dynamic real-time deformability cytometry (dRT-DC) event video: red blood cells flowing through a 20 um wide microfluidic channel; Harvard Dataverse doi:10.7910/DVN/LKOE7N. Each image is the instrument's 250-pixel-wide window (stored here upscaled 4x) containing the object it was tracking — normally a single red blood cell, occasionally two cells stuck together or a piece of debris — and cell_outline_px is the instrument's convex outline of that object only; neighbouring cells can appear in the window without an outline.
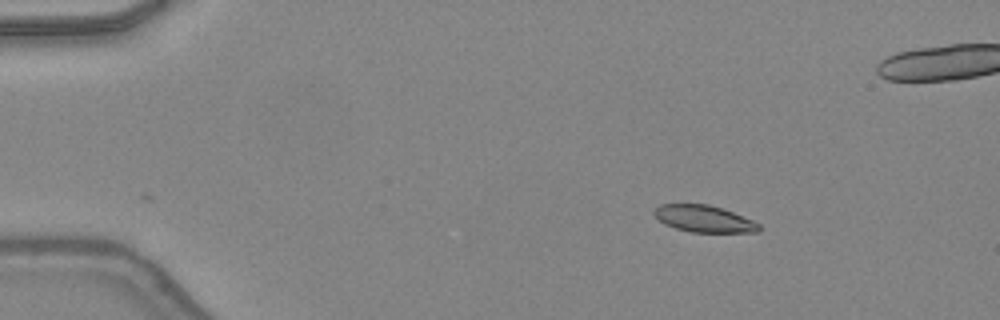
{"species": "common noctule bat (a hibernating species)", "species_latin": "Nyctalus noctula", "temperature_condition": "warm", "stored_images_in_passage": 42, "camera_frame_rate_fps": 3000, "um_per_image_px": 0.085, "animal": {"sex": "female", "body_mass_g": 24.6, "forearm_length_mm": 56.2}, "frame": {"image": 1, "passage_image": 1, "time_ms": 0.0, "image_size_px": [1000, 320], "cell_outline_px": [[760, 232], [692, 232], [676, 228], [664, 224], [652, 212], [660, 204], [708, 204], [732, 212], [752, 220], [760, 224]], "centroid_in_image_um": [59.84, 18.6], "position_along_channel_um": 25.2, "area_um2": 16.18}}
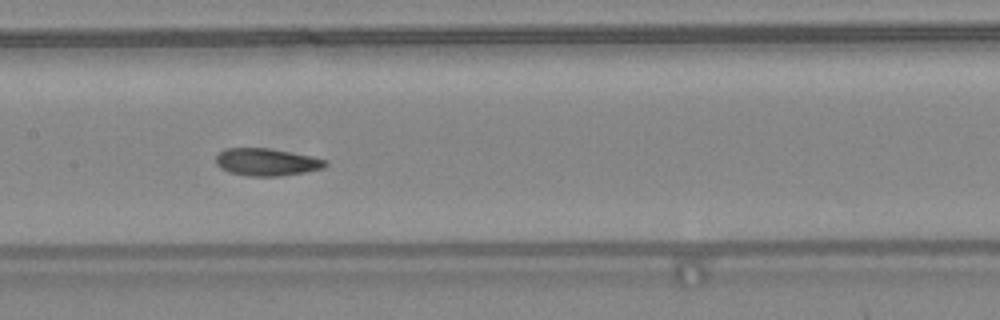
{"frame": {"image": 2, "passage_image": 18, "time_ms": 5.667, "image_size_px": [1000, 320], "cell_outline_px": [[328, 164], [324, 168], [304, 172], [280, 176], [248, 176], [228, 172], [220, 168], [216, 164], [216, 156], [224, 148], [268, 148], [312, 156], [328, 160]], "centroid_in_image_um": [22.66, 13.77], "position_along_channel_um": 184.7, "area_um2": 17.57}}
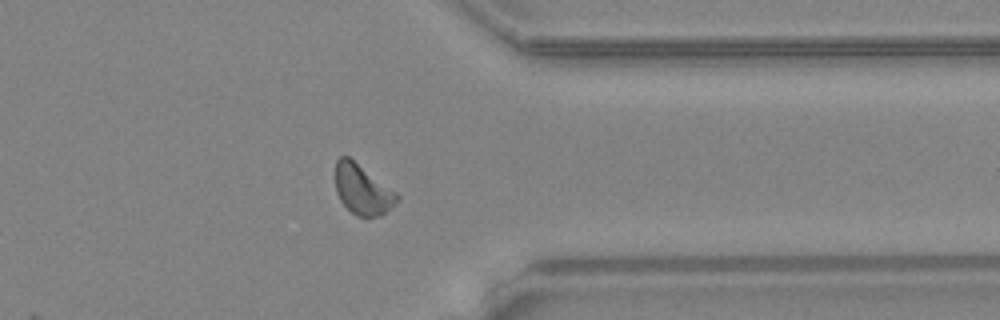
{"frame": {"image": 3, "passage_image": 32, "time_ms": 10.333, "image_size_px": [1000, 320], "cell_outline_px": [[400, 200], [396, 204], [380, 216], [356, 216], [340, 200], [336, 192], [336, 160], [340, 156], [348, 156], [396, 192], [400, 196]], "centroid_in_image_um": [30.82, 16.12], "position_along_channel_um": 380.6, "area_um2": 17.74}, "authors_computed_cell_mechanics": {"area_um2": 17.629, "velocity_mm_per_s": 4.3324, "shape_relaxation_time_tau1_ms": 6.1669, "shape_relaxation_time_tau2_ms": 1.7711, "deformation_change_tau1": 0.1376, "deformation_change_tau2": 0.0721}}